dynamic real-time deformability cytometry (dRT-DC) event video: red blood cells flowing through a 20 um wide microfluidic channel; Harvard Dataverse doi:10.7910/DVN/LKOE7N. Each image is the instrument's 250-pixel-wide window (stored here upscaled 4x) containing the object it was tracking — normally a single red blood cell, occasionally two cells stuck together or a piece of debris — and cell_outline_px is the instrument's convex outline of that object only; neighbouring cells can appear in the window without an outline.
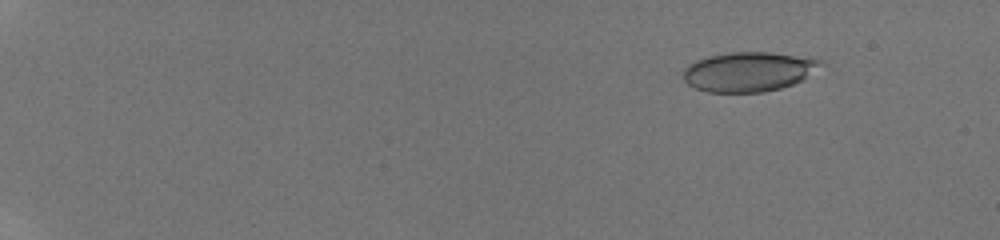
{"species": "human", "species_latin": "Homo sapiens", "temperature_condition": "room temperature", "stored_images_in_passage": 11, "camera_frame_rate_fps": 3000, "um_per_image_px": 0.085, "donor": {"sex": "male"}, "frame": {"image": 1, "passage_image": 1, "time_ms": 0.0, "image_size_px": [1000, 240], "cell_outline_px": [[828, 64], [804, 80], [780, 88], [764, 92], [704, 92], [688, 84], [684, 80], [684, 68], [688, 64], [696, 60], [708, 56], [732, 52], [768, 52], [824, 60]], "centroid_in_image_um": [63.69, 6.09], "position_along_channel_um": 21.3, "area_um2": 32.02}}
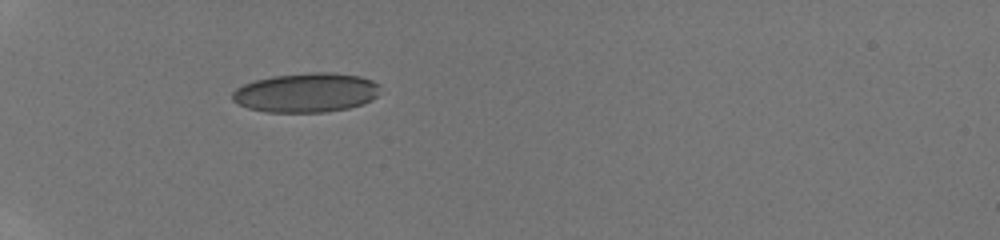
{"frame": {"image": 2, "passage_image": 10, "time_ms": 4.333, "image_size_px": [1000, 240], "cell_outline_px": [[380, 84], [376, 96], [372, 100], [364, 104], [348, 108], [324, 112], [268, 112], [248, 108], [232, 100], [232, 92], [236, 88], [244, 84], [256, 80], [272, 76], [312, 72], [332, 72], [360, 76], [372, 80]], "centroid_in_image_um": [26.04, 7.87], "position_along_channel_um": 59.0, "area_um2": 33.93}}
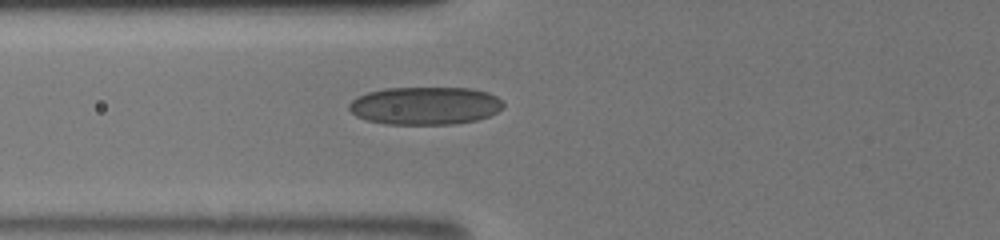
{"frame": {"image": 3, "passage_image": 11, "time_ms": 5.667, "image_size_px": [1000, 240], "cell_outline_px": [[504, 108], [488, 116], [476, 120], [452, 124], [388, 124], [368, 120], [356, 116], [348, 108], [348, 104], [356, 96], [368, 92], [384, 88], [472, 88], [488, 92], [496, 96], [504, 104]], "centroid_in_image_um": [36.13, 8.98], "position_along_channel_um": 89.7, "area_um2": 34.1}}